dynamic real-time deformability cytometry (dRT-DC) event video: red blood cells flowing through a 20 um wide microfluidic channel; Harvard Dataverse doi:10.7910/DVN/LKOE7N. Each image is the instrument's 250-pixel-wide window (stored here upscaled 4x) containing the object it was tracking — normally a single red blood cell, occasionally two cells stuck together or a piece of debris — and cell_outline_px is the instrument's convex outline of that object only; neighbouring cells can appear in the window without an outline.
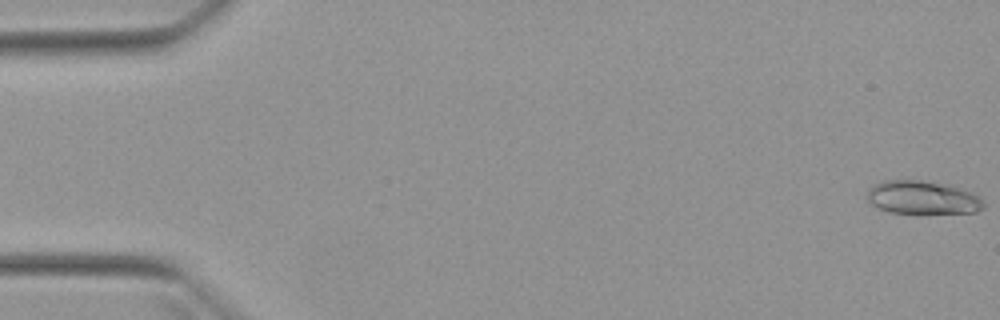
{"species": "Egyptian fruit bat (a non-hibernating species)", "species_latin": "Rousettus aegyptiacus", "temperature_condition": "warm", "stored_images_in_passage": 51, "camera_frame_rate_fps": 3000, "um_per_image_px": 0.085, "animal": {"sex": "female"}, "frame": {"image": 1, "passage_image": 1, "time_ms": 0.0, "image_size_px": [1000, 320], "cell_outline_px": [[984, 208], [976, 212], [920, 216], [916, 216], [892, 212], [880, 208], [872, 204], [868, 200], [868, 188], [884, 180], [920, 180], [948, 184], [968, 192], [976, 196], [984, 204]], "centroid_in_image_um": [78.41, 16.84], "position_along_channel_um": 6.6, "area_um2": 23.18}}
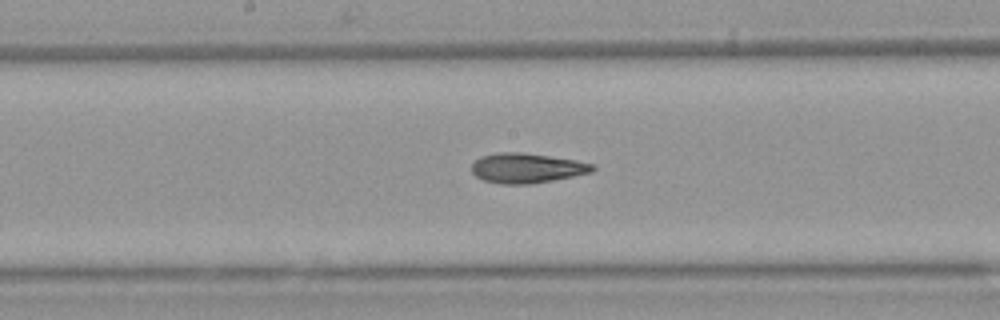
{"frame": {"image": 2, "passage_image": 27, "time_ms": 8.667, "image_size_px": [1000, 320], "cell_outline_px": [[596, 168], [592, 172], [532, 184], [500, 184], [484, 180], [476, 176], [472, 172], [472, 164], [480, 156], [496, 152], [520, 152], [576, 160], [596, 164]], "centroid_in_image_um": [44.78, 14.28], "position_along_channel_um": 203.4, "area_um2": 21.04}}
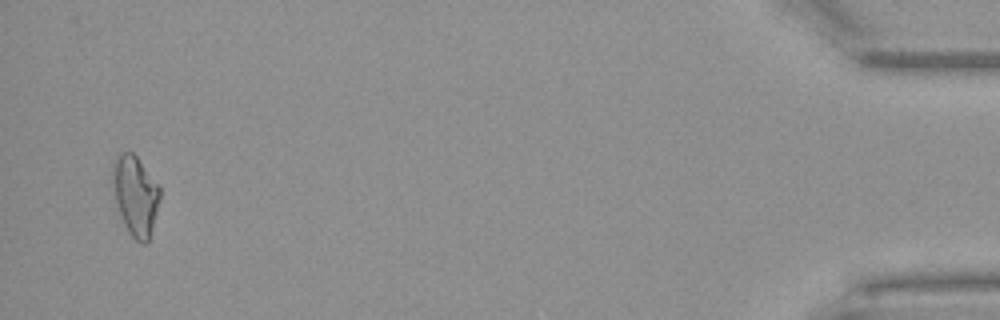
{"frame": {"image": 3, "passage_image": 50, "time_ms": 16.333, "image_size_px": [1000, 320], "cell_outline_px": [[160, 200], [148, 240], [144, 244], [140, 244], [132, 236], [124, 224], [116, 200], [112, 180], [112, 164], [120, 152], [132, 152], [136, 156], [160, 188]], "centroid_in_image_um": [11.5, 16.6], "position_along_channel_um": 423.7, "area_um2": 21.44}, "authors_computed_cell_mechanics": {"area_um2": 20.9814, "velocity_mm_per_s": 3.994, "shape_relaxation_time_tau1_ms": null, "shape_relaxation_time_tau2_ms": 2.7935, "deformation_change_tau1": null, "deformation_change_tau2": 0.1199}}